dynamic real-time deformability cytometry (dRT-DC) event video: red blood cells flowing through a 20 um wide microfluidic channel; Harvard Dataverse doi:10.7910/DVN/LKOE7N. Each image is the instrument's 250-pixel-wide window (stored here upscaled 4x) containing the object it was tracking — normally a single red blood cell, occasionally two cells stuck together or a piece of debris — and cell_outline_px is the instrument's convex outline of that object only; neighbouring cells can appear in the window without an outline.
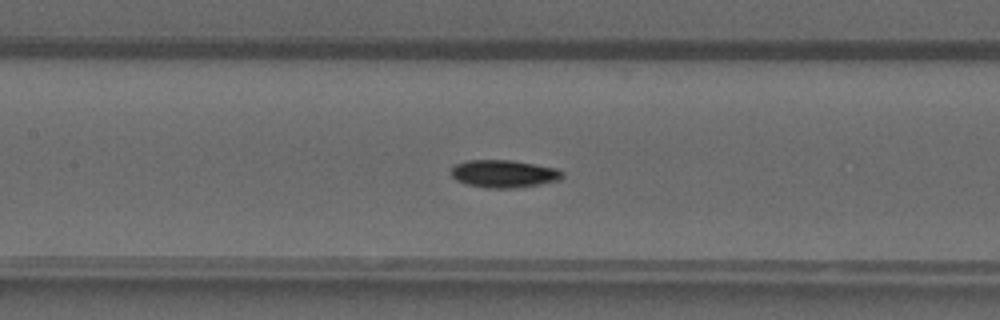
{"species": "common noctule bat (a hibernating species)", "species_latin": "Nyctalus noctula", "temperature_condition": "warm", "stored_images_in_passage": 49, "camera_frame_rate_fps": 3000, "um_per_image_px": 0.085, "animal": {"sex": "male", "forearm_length_mm": 52.5}, "frame": {"image": 1, "passage_image": 23, "time_ms": 7.333, "image_size_px": [1000, 320], "cell_outline_px": [[556, 172], [552, 176], [536, 180], [512, 184], [484, 184], [468, 180], [460, 176], [456, 172], [460, 168], [468, 164], [520, 164], [540, 168]], "centroid_in_image_um": [42.73, 14.75], "position_along_channel_um": 164.7, "area_um2": 10.98}}
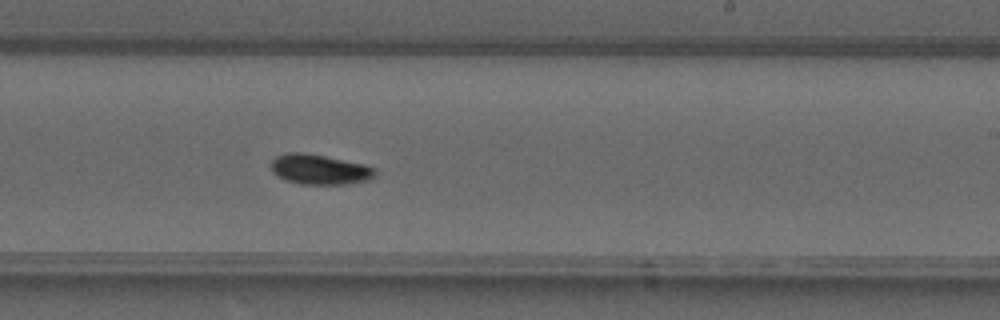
{"frame": {"image": 2, "passage_image": 30, "time_ms": 9.667, "image_size_px": [1000, 320], "cell_outline_px": [[368, 172], [360, 176], [332, 180], [308, 180], [288, 176], [280, 172], [276, 168], [276, 164], [280, 160], [292, 156], [312, 156], [348, 164], [364, 168]], "centroid_in_image_um": [26.99, 14.34], "position_along_channel_um": 262.0, "area_um2": 11.33}}
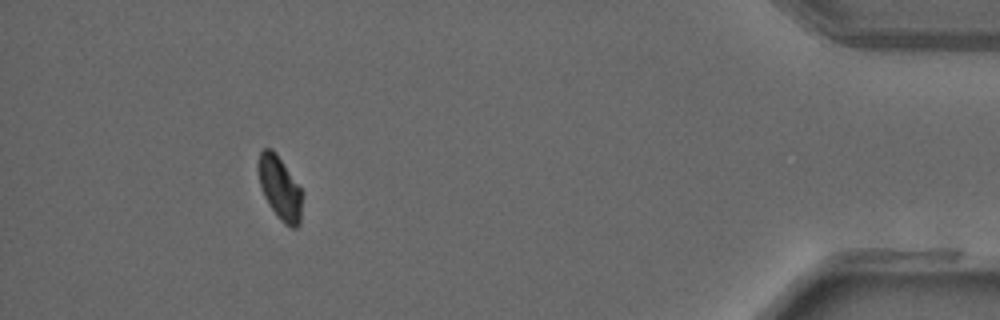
{"frame": {"image": 3, "passage_image": 45, "time_ms": 14.667, "image_size_px": [1000, 320], "cell_outline_px": [[300, 196], [296, 220], [292, 224], [272, 204], [264, 188], [260, 176], [260, 160], [264, 152], [272, 152], [276, 156], [300, 192]], "centroid_in_image_um": [23.76, 15.85], "position_along_channel_um": 411.4, "area_um2": 12.02}, "authors_computed_cell_mechanics": {"area_um2": 11.3866, "velocity_mm_per_s": 4.1943, "shape_relaxation_time_tau1_ms": null, "shape_relaxation_time_tau2_ms": 4.1995, "deformation_change_tau1": null, "deformation_change_tau2": 0.0828}}